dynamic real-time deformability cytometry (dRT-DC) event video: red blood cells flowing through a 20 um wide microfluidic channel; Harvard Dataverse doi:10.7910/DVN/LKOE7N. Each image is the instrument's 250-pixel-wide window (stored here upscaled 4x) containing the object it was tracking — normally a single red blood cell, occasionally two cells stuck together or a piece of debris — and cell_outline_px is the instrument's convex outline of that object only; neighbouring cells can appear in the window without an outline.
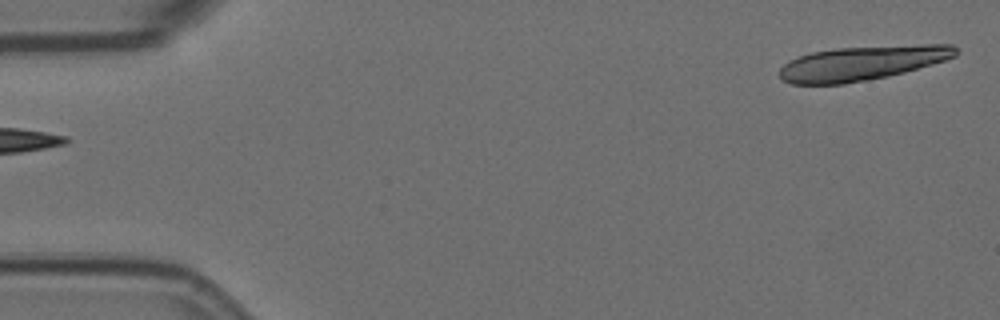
{"species": "Egyptian fruit bat (a non-hibernating species)", "species_latin": "Rousettus aegyptiacus", "temperature_condition": "room temperature", "stored_images_in_passage": 8, "camera_frame_rate_fps": 3000, "um_per_image_px": 0.085, "animal": {"sex": "female"}, "frame": {"image": 1, "passage_image": 1, "time_ms": 0.0, "image_size_px": [1000, 320], "cell_outline_px": [[956, 56], [932, 64], [904, 72], [888, 76], [868, 80], [844, 84], [792, 84], [784, 80], [780, 76], [780, 68], [788, 60], [812, 52], [836, 48], [924, 44], [952, 44], [956, 48]], "centroid_in_image_um": [73.27, 5.36], "position_along_channel_um": 11.7, "area_um2": 35.2}}